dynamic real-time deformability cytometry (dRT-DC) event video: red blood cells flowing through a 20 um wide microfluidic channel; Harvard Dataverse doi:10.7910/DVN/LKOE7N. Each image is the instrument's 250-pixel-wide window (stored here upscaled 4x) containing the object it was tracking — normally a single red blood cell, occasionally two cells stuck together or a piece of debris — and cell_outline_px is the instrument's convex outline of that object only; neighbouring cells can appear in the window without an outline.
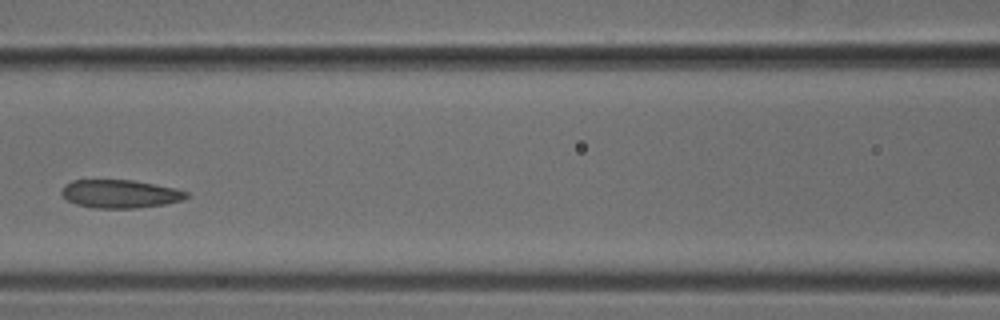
{"species": "common noctule bat (a hibernating species)", "species_latin": "Nyctalus noctula", "temperature_condition": "cold", "stored_images_in_passage": 6, "camera_frame_rate_fps": 3000, "um_per_image_px": 0.085, "animal": {"sex": "male", "body_mass_g": 18.8}, "frame": {"image": 1, "passage_image": 5, "time_ms": 1.333, "image_size_px": [1000, 320], "cell_outline_px": [[188, 196], [184, 200], [164, 204], [136, 208], [96, 208], [76, 204], [68, 200], [60, 192], [64, 184], [72, 180], [132, 180], [176, 188], [188, 192]], "centroid_in_image_um": [10.21, 16.47], "position_along_channel_um": 156.4, "area_um2": 20.52}}
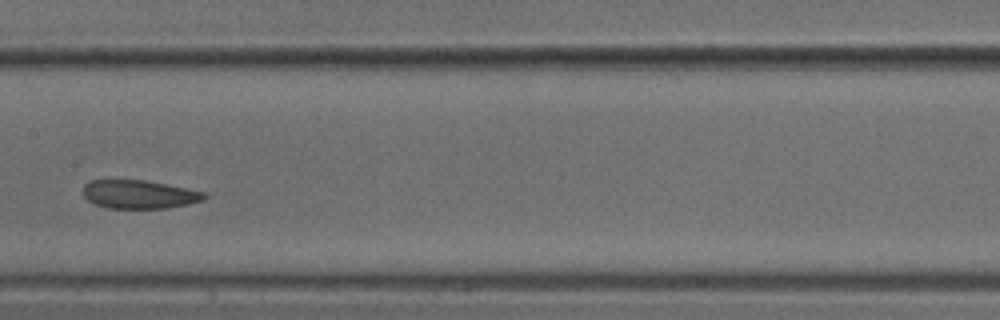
{"frame": {"image": 2, "passage_image": 6, "time_ms": 1.667, "image_size_px": [1000, 320], "cell_outline_px": [[208, 196], [204, 200], [188, 204], [168, 208], [108, 208], [96, 204], [88, 200], [84, 196], [84, 184], [92, 180], [144, 180], [204, 192]], "centroid_in_image_um": [11.83, 16.52], "position_along_channel_um": 195.6, "area_um2": 19.88}}